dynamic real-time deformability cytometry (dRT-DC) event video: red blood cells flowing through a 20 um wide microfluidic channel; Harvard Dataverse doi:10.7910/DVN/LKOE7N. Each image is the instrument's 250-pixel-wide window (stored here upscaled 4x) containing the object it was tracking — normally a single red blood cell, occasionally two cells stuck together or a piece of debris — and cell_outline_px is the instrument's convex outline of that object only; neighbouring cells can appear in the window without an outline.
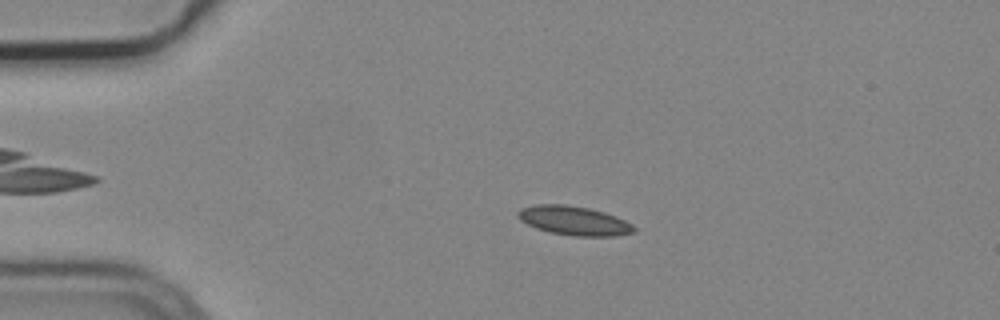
{"species": "common noctule bat (a hibernating species)", "species_latin": "Nyctalus noctula", "temperature_condition": "cold", "stored_images_in_passage": 3, "camera_frame_rate_fps": 3000, "um_per_image_px": 0.085, "animal": {"sex": "male", "body_mass_g": 19.2, "forearm_length_mm": 51.8}, "frame": {"image": 1, "passage_image": 2, "time_ms": 0.333, "image_size_px": [1000, 320], "cell_outline_px": [[636, 232], [616, 236], [576, 236], [548, 232], [536, 228], [520, 220], [516, 216], [516, 212], [520, 208], [536, 204], [564, 204], [588, 208], [604, 212], [616, 216], [632, 224], [636, 228]], "centroid_in_image_um": [48.78, 18.75], "position_along_channel_um": 36.2, "area_um2": 19.83}}